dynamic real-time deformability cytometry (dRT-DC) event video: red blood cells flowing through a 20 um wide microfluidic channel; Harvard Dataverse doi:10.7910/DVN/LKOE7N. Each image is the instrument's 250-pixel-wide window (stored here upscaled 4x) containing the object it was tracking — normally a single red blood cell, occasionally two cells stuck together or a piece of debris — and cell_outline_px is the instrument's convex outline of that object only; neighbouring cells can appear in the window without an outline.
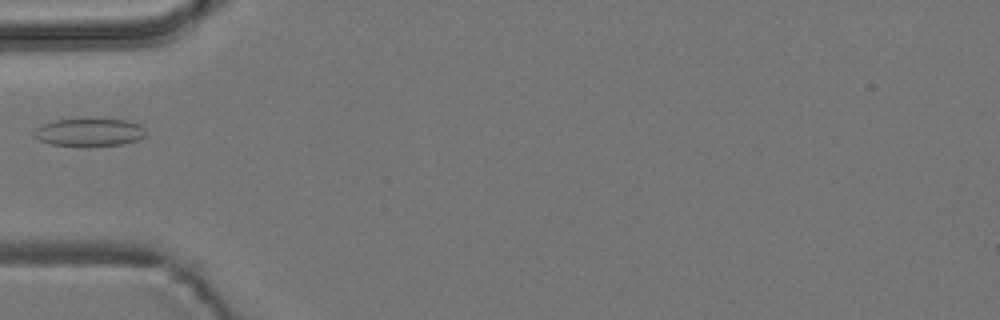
{"species": "common noctule bat (a hibernating species)", "species_latin": "Nyctalus noctula", "temperature_condition": "room temperature", "stored_images_in_passage": 1, "camera_frame_rate_fps": 3000, "um_per_image_px": 0.085, "animal": {"sex": "male", "body_mass_g": 19.2, "forearm_length_mm": 51.8}, "frame": {"image": 1, "passage_image": 1, "time_ms": 0.0, "image_size_px": [1000, 320], "cell_outline_px": [[144, 136], [136, 140], [120, 144], [52, 144], [40, 140], [32, 136], [32, 132], [36, 128], [44, 124], [56, 120], [88, 116], [128, 120], [140, 124], [144, 128]], "centroid_in_image_um": [7.58, 11.15], "position_along_channel_um": 77.4, "area_um2": 18.21}}